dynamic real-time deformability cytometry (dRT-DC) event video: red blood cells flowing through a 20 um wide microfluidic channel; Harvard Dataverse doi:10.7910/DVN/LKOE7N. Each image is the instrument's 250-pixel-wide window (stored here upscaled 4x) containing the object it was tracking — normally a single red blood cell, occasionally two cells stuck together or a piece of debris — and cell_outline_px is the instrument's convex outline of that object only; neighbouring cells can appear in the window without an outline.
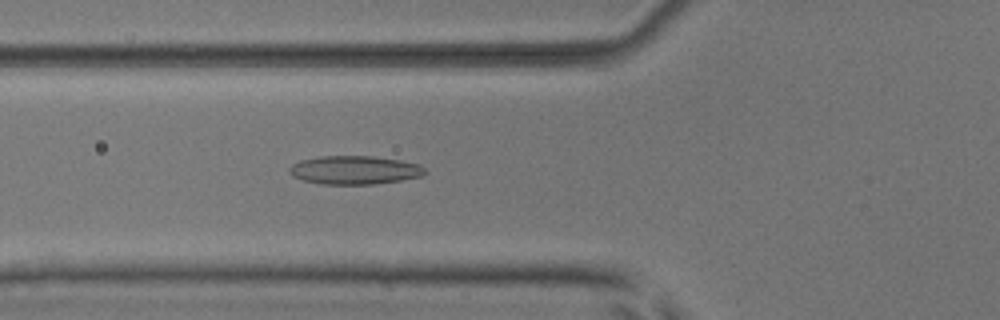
{"species": "common noctule bat (a hibernating species)", "species_latin": "Nyctalus noctula", "temperature_condition": "room temperature", "stored_images_in_passage": 53, "camera_frame_rate_fps": 3000, "um_per_image_px": 0.085, "animal": {"sex": "male", "body_mass_g": 17.9, "forearm_length_mm": 54.2}, "frame": {"image": 1, "passage_image": 20, "time_ms": 6.333, "image_size_px": [1000, 320], "cell_outline_px": [[428, 172], [420, 176], [400, 180], [372, 184], [320, 184], [304, 180], [292, 176], [288, 172], [288, 168], [292, 164], [300, 160], [320, 156], [372, 156], [400, 160], [420, 164]], "centroid_in_image_um": [30.11, 14.45], "position_along_channel_um": 95.7, "area_um2": 22.54}}
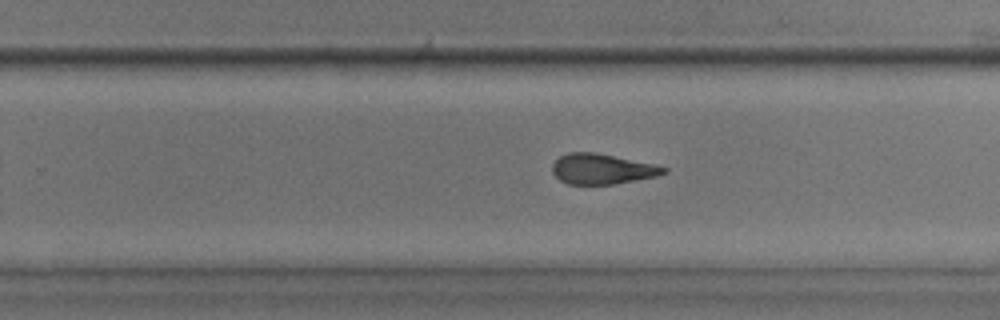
{"frame": {"image": 2, "passage_image": 34, "time_ms": 11.0, "image_size_px": [1000, 320], "cell_outline_px": [[668, 172], [656, 176], [612, 184], [568, 184], [560, 180], [552, 172], [552, 164], [560, 156], [568, 152], [596, 152], [656, 164], [668, 168]], "centroid_in_image_um": [51.18, 14.35], "position_along_channel_um": 278.6, "area_um2": 19.71}}
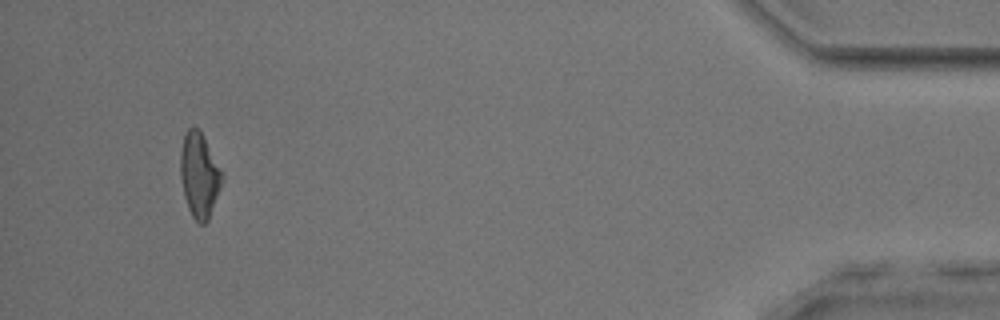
{"frame": {"image": 3, "passage_image": 50, "time_ms": 16.333, "image_size_px": [1000, 320], "cell_outline_px": [[224, 176], [220, 188], [208, 220], [204, 224], [200, 224], [192, 216], [188, 208], [184, 196], [180, 176], [180, 152], [184, 136], [188, 128], [192, 124], [200, 128]], "centroid_in_image_um": [16.93, 14.84], "position_along_channel_um": 418.3, "area_um2": 20.63}, "authors_computed_cell_mechanics": {"area_um2": 20.7502, "velocity_mm_per_s": 3.9266, "shape_relaxation_time_tau1_ms": null, "shape_relaxation_time_tau2_ms": 2.8146, "deformation_change_tau1": null, "deformation_change_tau2": 0.121}}